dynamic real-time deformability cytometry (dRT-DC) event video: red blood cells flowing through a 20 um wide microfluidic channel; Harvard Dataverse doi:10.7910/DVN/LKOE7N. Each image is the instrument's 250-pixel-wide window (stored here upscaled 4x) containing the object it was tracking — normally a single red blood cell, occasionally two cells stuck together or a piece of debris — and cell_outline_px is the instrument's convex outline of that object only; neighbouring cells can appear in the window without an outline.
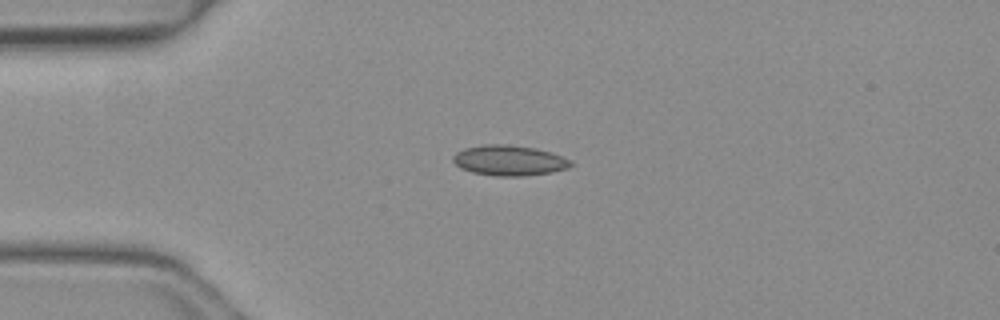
{"species": "common noctule bat (a hibernating species)", "species_latin": "Nyctalus noctula", "temperature_condition": "warm", "stored_images_in_passage": 38, "camera_frame_rate_fps": 3000, "um_per_image_px": 0.085, "animal": {"sex": "female", "body_mass_g": 19.3, "forearm_length_mm": 54.1}, "frame": {"image": 1, "passage_image": 1, "time_ms": 0.0, "image_size_px": [1000, 320], "cell_outline_px": [[572, 164], [568, 168], [548, 172], [524, 176], [496, 176], [472, 172], [460, 168], [452, 160], [452, 156], [456, 152], [464, 148], [484, 144], [508, 144], [536, 148], [560, 156], [568, 160]], "centroid_in_image_um": [43.2, 13.63], "position_along_channel_um": 41.8, "area_um2": 20.63}}
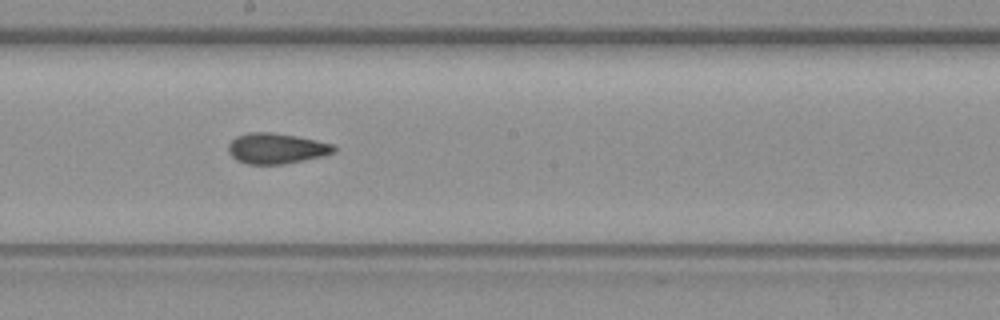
{"frame": {"image": 2, "passage_image": 16, "time_ms": 5.0, "image_size_px": [1000, 320], "cell_outline_px": [[336, 152], [324, 156], [284, 164], [248, 164], [236, 160], [228, 152], [228, 144], [236, 136], [248, 132], [272, 132], [296, 136], [336, 144]], "centroid_in_image_um": [23.51, 12.61], "position_along_channel_um": 224.7, "area_um2": 19.02}}
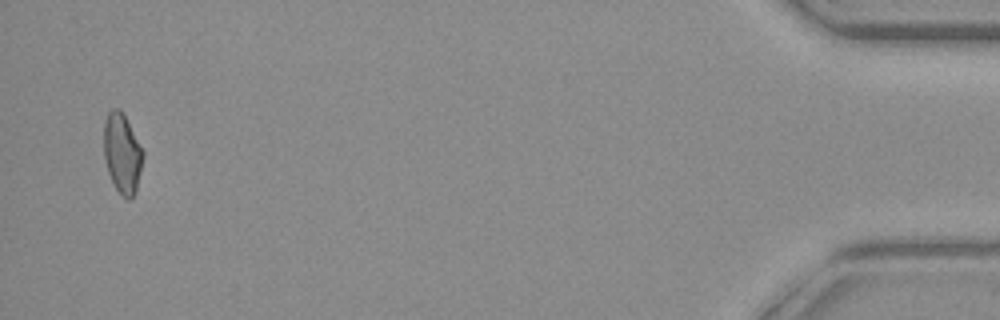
{"frame": {"image": 3, "passage_image": 37, "time_ms": 12.0, "image_size_px": [1000, 320], "cell_outline_px": [[144, 156], [136, 188], [132, 196], [128, 200], [120, 196], [108, 172], [104, 156], [104, 120], [108, 112], [112, 108], [120, 108], [124, 112], [144, 152]], "centroid_in_image_um": [10.38, 12.98], "position_along_channel_um": 424.8, "area_um2": 18.32}, "authors_computed_cell_mechanics": {"area_um2": 18.6983, "velocity_mm_per_s": 4.1489, "shape_relaxation_time_tau1_ms": 7.4678, "shape_relaxation_time_tau2_ms": 2.1777, "deformation_change_tau1": 0.153, "deformation_change_tau2": 0.0598}}